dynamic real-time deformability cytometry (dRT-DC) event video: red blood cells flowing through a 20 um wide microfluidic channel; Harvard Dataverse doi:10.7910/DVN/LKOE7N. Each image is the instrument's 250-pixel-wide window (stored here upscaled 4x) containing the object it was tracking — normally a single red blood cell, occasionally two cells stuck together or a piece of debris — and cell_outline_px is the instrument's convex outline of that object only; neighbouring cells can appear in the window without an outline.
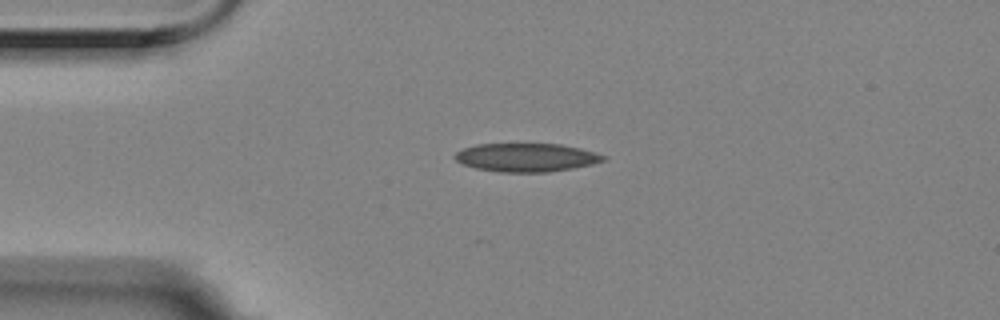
{"species": "Egyptian fruit bat (a non-hibernating species)", "species_latin": "Rousettus aegyptiacus", "temperature_condition": "room temperature", "stored_images_in_passage": 2, "camera_frame_rate_fps": 3000, "um_per_image_px": 0.085, "animal": {"sex": "female"}, "frame": {"image": 1, "passage_image": 1, "time_ms": 0.0, "image_size_px": [1000, 320], "cell_outline_px": [[608, 156], [604, 160], [592, 164], [572, 168], [548, 172], [496, 172], [476, 168], [464, 164], [456, 160], [452, 156], [456, 152], [464, 148], [476, 144], [560, 144], [580, 148], [596, 152]], "centroid_in_image_um": [44.74, 13.38], "position_along_channel_um": 40.3, "area_um2": 24.62}}